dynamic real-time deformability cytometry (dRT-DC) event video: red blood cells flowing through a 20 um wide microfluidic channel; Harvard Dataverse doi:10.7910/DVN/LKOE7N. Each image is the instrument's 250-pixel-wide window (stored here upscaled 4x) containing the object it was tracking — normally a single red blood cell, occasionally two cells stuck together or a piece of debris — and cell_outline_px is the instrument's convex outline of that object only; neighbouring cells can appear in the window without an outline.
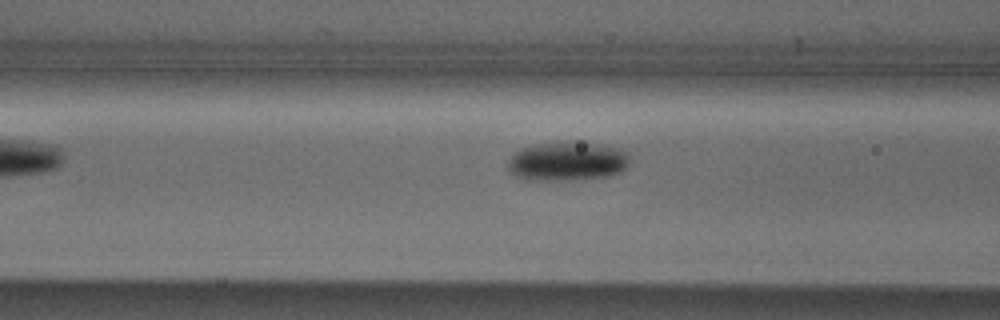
{"species": "Egyptian fruit bat (a non-hibernating species)", "species_latin": "Rousettus aegyptiacus", "temperature_condition": "cold", "stored_images_in_passage": 8, "camera_frame_rate_fps": 3000, "um_per_image_px": 0.085, "animal": {"sex": "male"}, "frame": {"image": 1, "passage_image": 7, "time_ms": 8.0, "image_size_px": [1000, 320], "cell_outline_px": [[628, 164], [620, 172], [604, 176], [568, 180], [524, 180], [516, 176], [508, 168], [508, 160], [520, 148], [532, 144], [556, 140], [576, 140], [604, 144], [620, 148], [628, 152]], "centroid_in_image_um": [48.2, 13.65], "position_along_channel_um": 118.4, "area_um2": 28.44}}
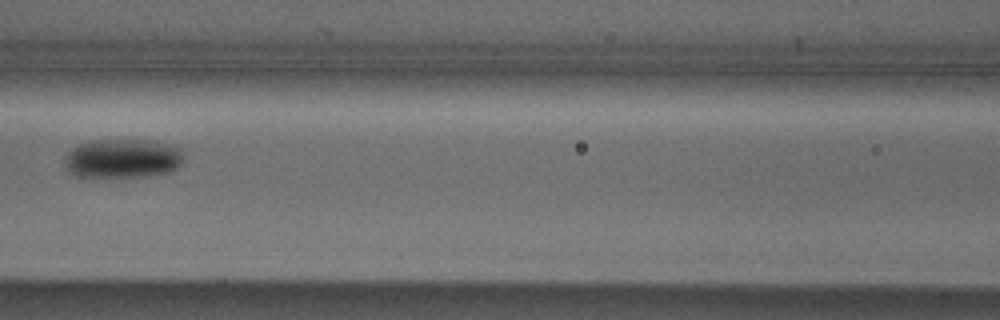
{"frame": {"image": 2, "passage_image": 8, "time_ms": 9.0, "image_size_px": [1000, 320], "cell_outline_px": [[180, 164], [176, 168], [168, 172], [144, 176], [76, 176], [68, 172], [64, 164], [64, 160], [68, 152], [72, 148], [80, 144], [92, 140], [148, 140], [168, 144], [180, 148]], "centroid_in_image_um": [10.36, 13.46], "position_along_channel_um": 156.2, "area_um2": 26.76}}